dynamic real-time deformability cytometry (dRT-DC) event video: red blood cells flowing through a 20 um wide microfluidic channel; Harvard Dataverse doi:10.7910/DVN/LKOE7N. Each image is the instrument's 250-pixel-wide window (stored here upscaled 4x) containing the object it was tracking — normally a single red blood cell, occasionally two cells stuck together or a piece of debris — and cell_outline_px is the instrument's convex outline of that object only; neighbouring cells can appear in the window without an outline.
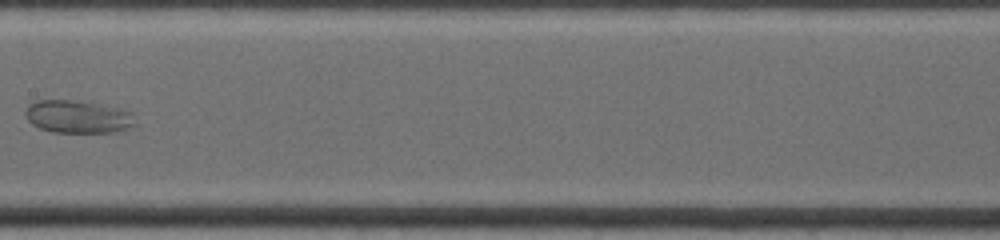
{"species": "common noctule bat (a hibernating species)", "species_latin": "Nyctalus noctula", "temperature_condition": "warm", "stored_images_in_passage": 17, "camera_frame_rate_fps": 4500, "um_per_image_px": 0.085, "animal": {"sex": "female", "body_mass_g": 19.0, "forearm_length_mm": 53.3}, "frame": {"image": 1, "passage_image": 10, "time_ms": 6.0, "image_size_px": [1000, 240], "cell_outline_px": [[136, 128], [120, 132], [52, 132], [40, 128], [32, 124], [28, 120], [24, 112], [28, 104], [36, 100], [68, 100], [96, 104], [116, 108], [132, 112], [136, 124]], "centroid_in_image_um": [6.65, 9.94], "position_along_channel_um": 200.8, "area_um2": 21.1}}
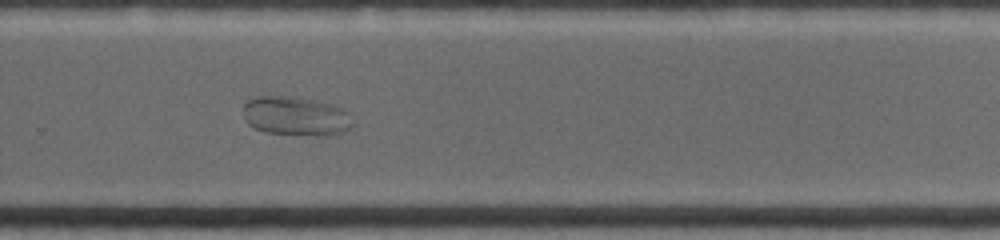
{"frame": {"image": 2, "passage_image": 15, "time_ms": 8.667, "image_size_px": [1000, 240], "cell_outline_px": [[356, 124], [352, 128], [336, 136], [316, 136], [264, 132], [248, 124], [244, 120], [244, 104], [248, 100], [256, 96], [288, 96], [328, 104], [340, 108], [348, 112]], "centroid_in_image_um": [25.18, 9.91], "position_along_channel_um": 304.6, "area_um2": 25.14}}
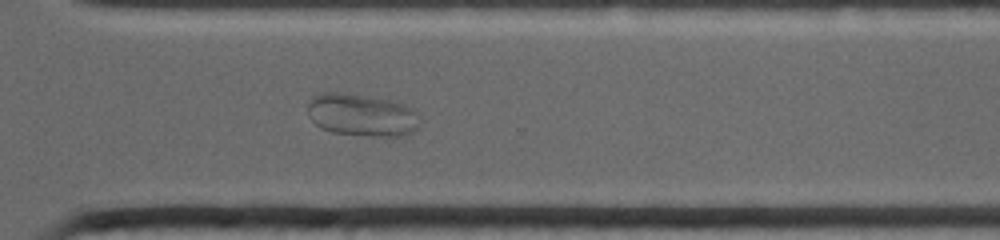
{"frame": {"image": 3, "passage_image": 17, "time_ms": 9.556, "image_size_px": [1000, 240], "cell_outline_px": [[420, 128], [404, 136], [372, 136], [332, 132], [320, 128], [312, 120], [308, 112], [308, 104], [312, 96], [320, 92], [336, 92], [364, 96], [388, 100], [412, 108], [416, 112]], "centroid_in_image_um": [30.73, 9.79], "position_along_channel_um": 339.9, "area_um2": 27.57}}